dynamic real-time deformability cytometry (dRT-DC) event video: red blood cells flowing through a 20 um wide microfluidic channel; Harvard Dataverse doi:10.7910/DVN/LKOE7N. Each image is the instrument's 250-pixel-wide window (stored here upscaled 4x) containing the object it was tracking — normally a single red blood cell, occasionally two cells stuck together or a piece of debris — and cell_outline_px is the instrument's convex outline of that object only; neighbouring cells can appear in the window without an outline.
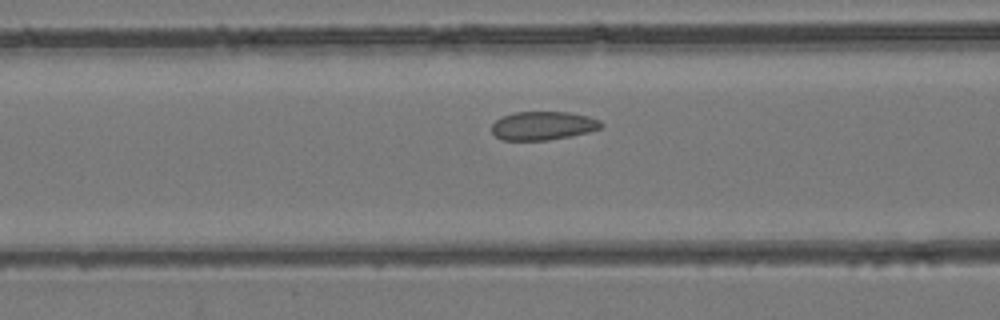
{"species": "common noctule bat (a hibernating species)", "species_latin": "Nyctalus noctula", "temperature_condition": "room temperature", "stored_images_in_passage": 31, "camera_frame_rate_fps": 3000, "um_per_image_px": 0.085, "animal": {"sex": "female", "body_mass_g": 24.6, "forearm_length_mm": 56.2}, "frame": {"image": 1, "passage_image": 6, "time_ms": 1.667, "image_size_px": [1000, 320], "cell_outline_px": [[604, 124], [600, 128], [588, 132], [572, 136], [548, 140], [504, 140], [496, 136], [492, 132], [492, 124], [500, 116], [516, 112], [568, 112], [588, 116], [600, 120]], "centroid_in_image_um": [46.16, 10.68], "position_along_channel_um": 120.4, "area_um2": 18.26}}
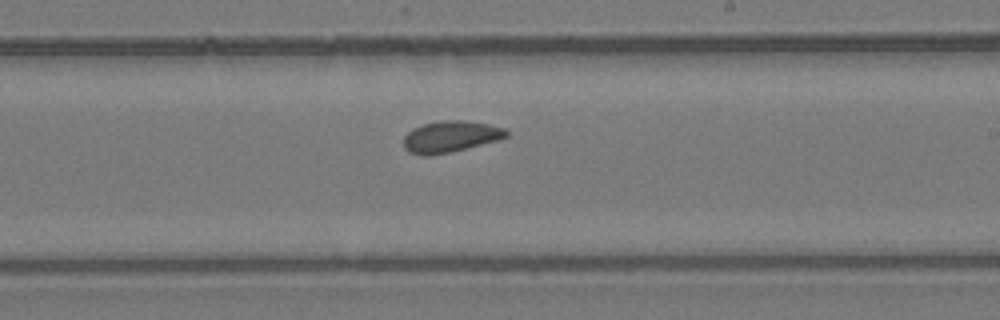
{"frame": {"image": 2, "passage_image": 15, "time_ms": 4.667, "image_size_px": [1000, 320], "cell_outline_px": [[508, 136], [496, 140], [448, 152], [408, 152], [404, 148], [404, 136], [412, 128], [424, 124], [440, 120], [464, 120], [488, 124], [504, 128], [508, 132]], "centroid_in_image_um": [38.31, 11.55], "position_along_channel_um": 250.7, "area_um2": 17.92}}
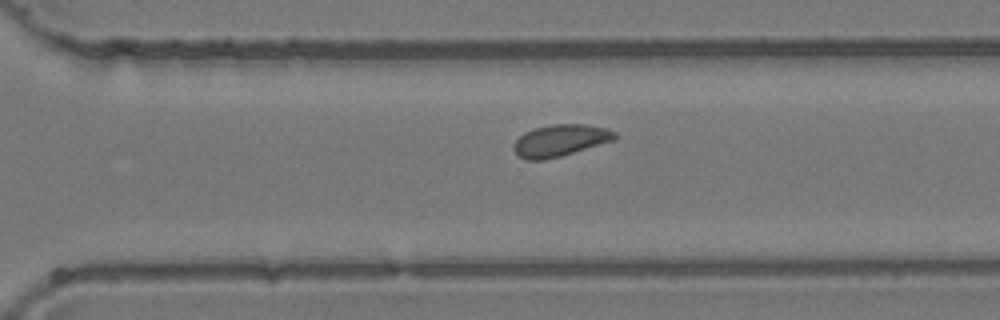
{"frame": {"image": 3, "passage_image": 20, "time_ms": 6.333, "image_size_px": [1000, 320], "cell_outline_px": [[616, 136], [612, 140], [560, 156], [544, 160], [524, 160], [512, 148], [516, 140], [524, 132], [532, 128], [552, 124], [584, 124], [608, 128], [616, 132]], "centroid_in_image_um": [47.58, 11.92], "position_along_channel_um": 323.0, "area_um2": 18.55}}